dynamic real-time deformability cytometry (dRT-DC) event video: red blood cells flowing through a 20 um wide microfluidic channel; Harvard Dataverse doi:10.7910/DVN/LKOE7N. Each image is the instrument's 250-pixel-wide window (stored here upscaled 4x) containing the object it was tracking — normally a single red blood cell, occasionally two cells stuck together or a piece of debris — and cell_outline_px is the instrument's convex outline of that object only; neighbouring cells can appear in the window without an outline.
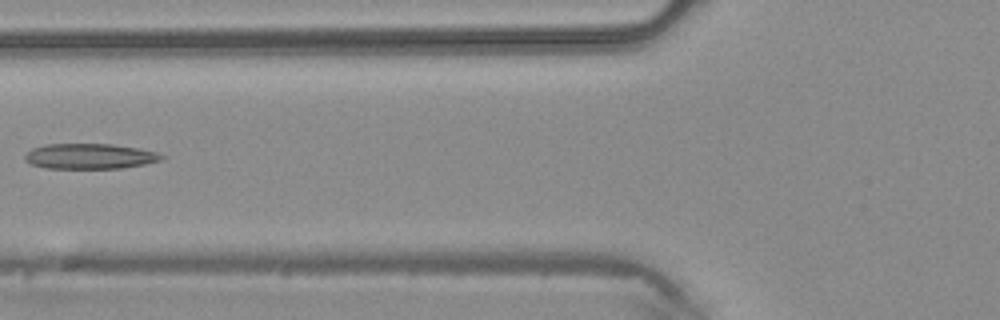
{"species": "common noctule bat (a hibernating species)", "species_latin": "Nyctalus noctula", "temperature_condition": "warm", "stored_images_in_passage": 6, "camera_frame_rate_fps": 3000, "um_per_image_px": 0.085, "animal": {"sex": "male", "body_mass_g": 20.4}, "frame": {"image": 1, "passage_image": 6, "time_ms": 1.667, "image_size_px": [1000, 320], "cell_outline_px": [[168, 156], [160, 160], [144, 164], [120, 168], [44, 168], [32, 164], [24, 156], [32, 148], [48, 144], [112, 144], [136, 148], [156, 152]], "centroid_in_image_um": [7.66, 13.28], "position_along_channel_um": 118.1, "area_um2": 19.94}}